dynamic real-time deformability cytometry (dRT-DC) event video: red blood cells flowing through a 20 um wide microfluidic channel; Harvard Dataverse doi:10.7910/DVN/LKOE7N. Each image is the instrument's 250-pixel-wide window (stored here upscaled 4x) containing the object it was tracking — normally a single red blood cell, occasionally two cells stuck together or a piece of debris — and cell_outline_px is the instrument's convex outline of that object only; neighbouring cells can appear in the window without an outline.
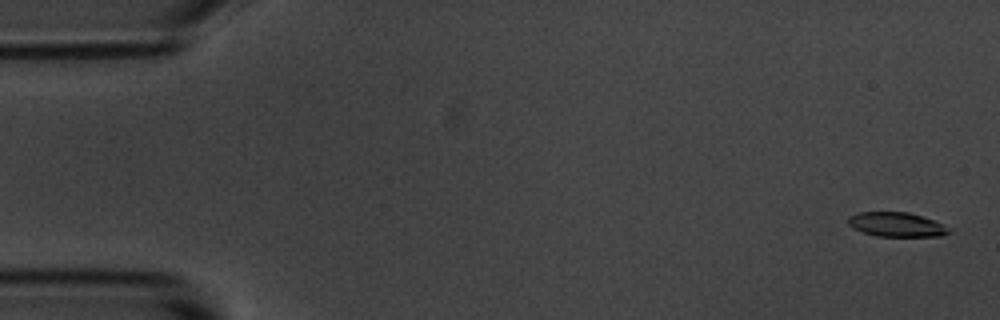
{"species": "common noctule bat (a hibernating species)", "species_latin": "Nyctalus noctula", "temperature_condition": "room temperature", "stored_images_in_passage": 55, "camera_frame_rate_fps": 3000, "um_per_image_px": 0.085, "animal": {"sex": "male", "body_mass_g": 20.1, "forearm_length_mm": 53.5}, "frame": {"image": 1, "passage_image": 2, "time_ms": 0.333, "image_size_px": [1000, 320], "cell_outline_px": [[952, 232], [940, 236], [876, 236], [852, 228], [848, 224], [848, 216], [856, 212], [908, 212], [932, 220], [940, 224]], "centroid_in_image_um": [76.12, 19.08], "position_along_channel_um": 8.9, "area_um2": 14.1}}
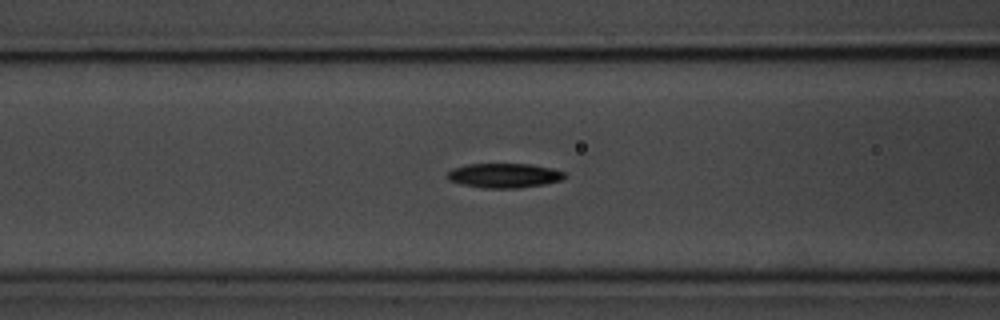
{"frame": {"image": 2, "passage_image": 22, "time_ms": 7.0, "image_size_px": [1000, 320], "cell_outline_px": [[568, 176], [560, 180], [544, 184], [516, 188], [480, 188], [460, 184], [448, 180], [444, 176], [452, 168], [468, 164], [532, 164], [552, 168], [564, 172]], "centroid_in_image_um": [42.81, 14.92], "position_along_channel_um": 123.8, "area_um2": 16.94}}
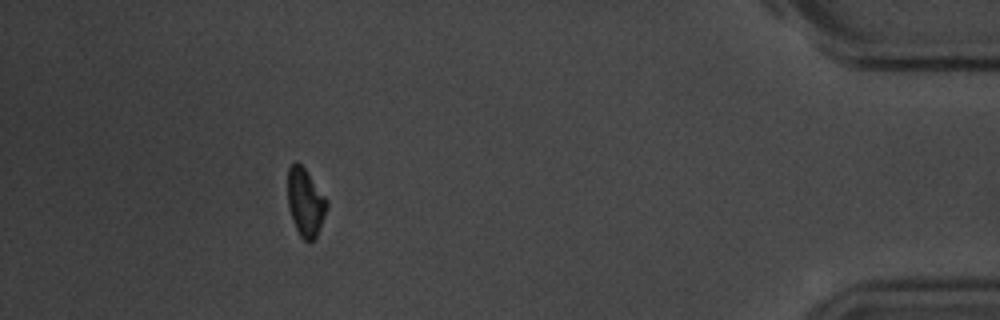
{"frame": {"image": 3, "passage_image": 50, "time_ms": 16.333, "image_size_px": [1000, 320], "cell_outline_px": [[328, 208], [316, 236], [312, 240], [304, 240], [300, 236], [292, 220], [288, 208], [288, 168], [296, 160], [304, 168], [328, 200]], "centroid_in_image_um": [25.96, 17.18], "position_along_channel_um": 409.2, "area_um2": 15.37}, "authors_computed_cell_mechanics": {"area_um2": 16.0106, "velocity_mm_per_s": 3.6703, "shape_relaxation_time_tau1_ms": 2.2912, "shape_relaxation_time_tau2_ms": null, "deformation_change_tau1": 0.1421, "deformation_change_tau2": null}}